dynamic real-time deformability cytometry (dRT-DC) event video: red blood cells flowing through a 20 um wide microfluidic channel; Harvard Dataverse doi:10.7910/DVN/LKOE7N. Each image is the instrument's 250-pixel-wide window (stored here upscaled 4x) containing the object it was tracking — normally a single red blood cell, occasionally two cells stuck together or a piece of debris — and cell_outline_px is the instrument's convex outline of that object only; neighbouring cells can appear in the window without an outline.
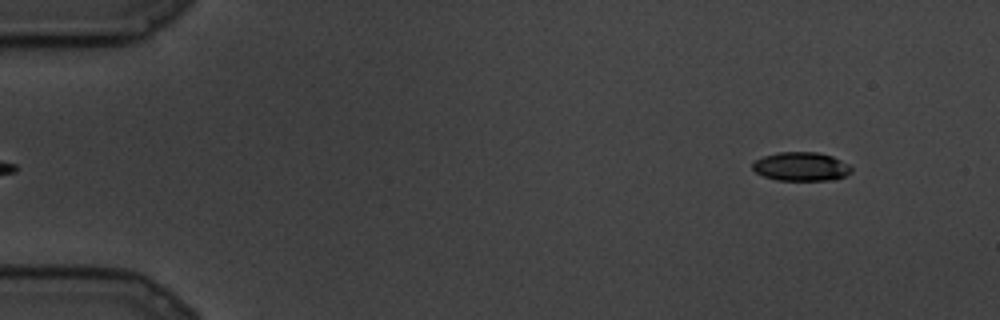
{"species": "common noctule bat (a hibernating species)", "species_latin": "Nyctalus noctula", "temperature_condition": "cold", "stored_images_in_passage": 82, "camera_frame_rate_fps": 3000, "um_per_image_px": 0.085, "animal": {"sex": "male", "body_mass_g": 19.5, "forearm_length_mm": 54.6}, "frame": {"image": 1, "passage_image": 1, "time_ms": 0.0, "image_size_px": [1000, 320], "cell_outline_px": [[852, 172], [844, 176], [828, 180], [776, 180], [764, 176], [756, 172], [752, 168], [752, 164], [756, 160], [764, 156], [776, 152], [816, 152], [832, 156], [848, 164], [852, 168]], "centroid_in_image_um": [68.08, 14.15], "position_along_channel_um": 16.9, "area_um2": 16.47}}
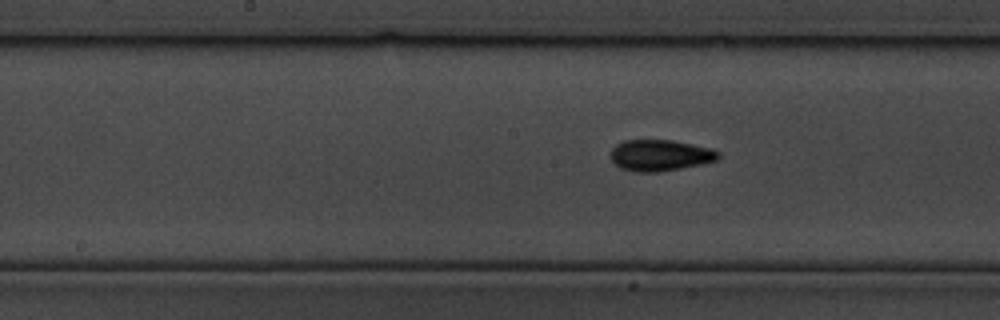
{"frame": {"image": 2, "passage_image": 38, "time_ms": 12.333, "image_size_px": [1000, 320], "cell_outline_px": [[720, 156], [716, 160], [704, 164], [660, 172], [632, 172], [620, 168], [612, 164], [608, 156], [612, 148], [616, 144], [624, 140], [672, 140], [712, 148], [720, 152]], "centroid_in_image_um": [56.06, 13.21], "position_along_channel_um": 192.1, "area_um2": 20.11}}
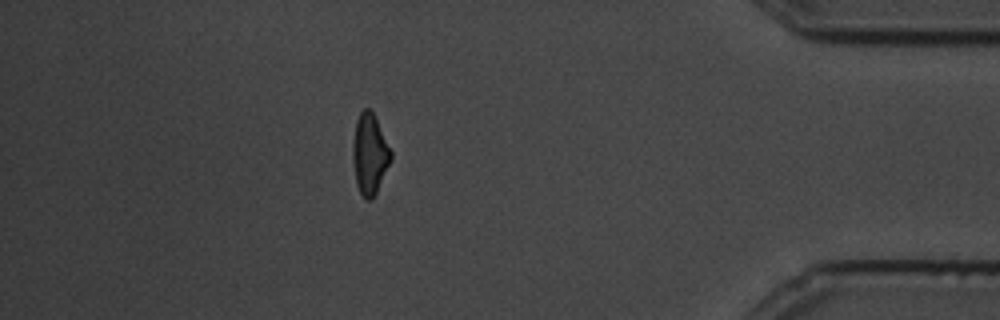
{"frame": {"image": 3, "passage_image": 71, "time_ms": 23.333, "image_size_px": [1000, 320], "cell_outline_px": [[392, 160], [372, 200], [364, 200], [356, 184], [352, 160], [352, 144], [356, 120], [360, 112], [364, 108], [368, 108], [372, 112], [392, 152]], "centroid_in_image_um": [31.41, 13.13], "position_along_channel_um": 403.8, "area_um2": 17.92}}